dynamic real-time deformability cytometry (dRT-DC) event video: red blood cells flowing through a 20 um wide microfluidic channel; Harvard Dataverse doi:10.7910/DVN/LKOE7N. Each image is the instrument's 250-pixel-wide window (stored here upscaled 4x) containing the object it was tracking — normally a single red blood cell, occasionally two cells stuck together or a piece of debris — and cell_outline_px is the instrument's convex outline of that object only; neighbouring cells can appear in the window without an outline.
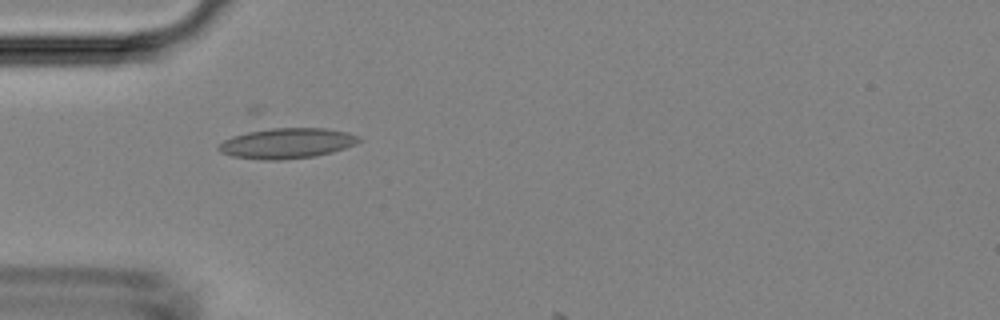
{"species": "Egyptian fruit bat (a non-hibernating species)", "species_latin": "Rousettus aegyptiacus", "temperature_condition": "room temperature", "stored_images_in_passage": 3, "camera_frame_rate_fps": 3000, "um_per_image_px": 0.085, "animal": {"sex": "female"}, "frame": {"image": 1, "passage_image": 3, "time_ms": 2.667, "image_size_px": [1000, 320], "cell_outline_px": [[364, 140], [344, 148], [332, 152], [316, 156], [280, 160], [264, 160], [232, 156], [220, 152], [216, 148], [224, 140], [232, 136], [256, 128], [324, 128], [348, 132], [360, 136]], "centroid_in_image_um": [24.37, 12.16], "position_along_channel_um": 60.6, "area_um2": 25.2}}